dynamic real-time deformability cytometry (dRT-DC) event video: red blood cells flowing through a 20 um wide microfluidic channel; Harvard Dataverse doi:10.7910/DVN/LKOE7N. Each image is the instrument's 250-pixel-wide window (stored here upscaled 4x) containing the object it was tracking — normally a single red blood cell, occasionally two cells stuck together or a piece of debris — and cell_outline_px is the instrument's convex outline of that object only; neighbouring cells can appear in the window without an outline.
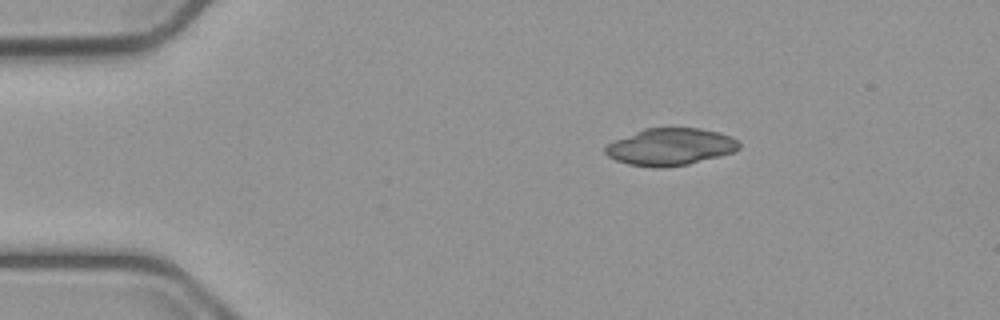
{"species": "common noctule bat (a hibernating species)", "species_latin": "Nyctalus noctula", "temperature_condition": "cold", "stored_images_in_passage": 46, "camera_frame_rate_fps": 3000, "um_per_image_px": 0.085, "animal": {"sex": "male", "body_mass_g": 23.1, "forearm_length_mm": 52.7}, "frame": {"image": 1, "passage_image": 1, "time_ms": 0.0, "image_size_px": [1000, 320], "cell_outline_px": [[740, 148], [732, 152], [720, 156], [688, 164], [664, 168], [656, 168], [628, 164], [616, 160], [608, 156], [604, 152], [604, 148], [608, 144], [616, 140], [644, 128], [700, 128], [716, 132], [728, 136], [736, 140], [740, 144]], "centroid_in_image_um": [56.96, 12.49], "position_along_channel_um": 28.0, "area_um2": 28.67}}